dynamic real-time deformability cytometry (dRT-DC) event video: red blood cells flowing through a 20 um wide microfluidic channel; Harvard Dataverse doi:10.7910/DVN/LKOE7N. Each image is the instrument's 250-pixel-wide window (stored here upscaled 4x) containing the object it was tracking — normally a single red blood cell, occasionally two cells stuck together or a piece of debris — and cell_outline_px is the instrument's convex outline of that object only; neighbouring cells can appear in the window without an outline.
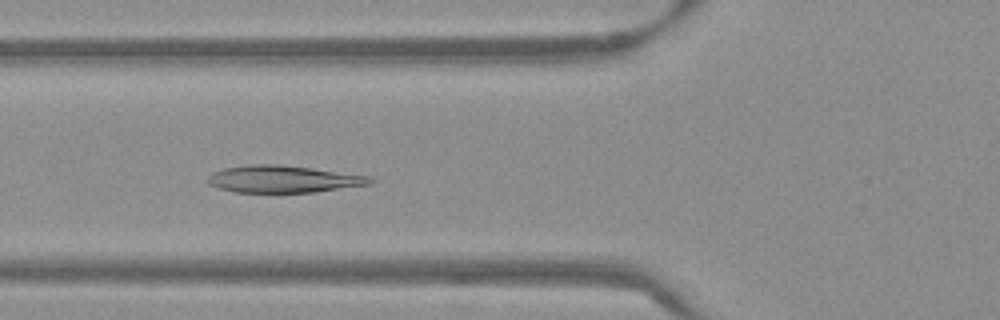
{"species": "Egyptian fruit bat (a non-hibernating species)", "species_latin": "Rousettus aegyptiacus", "temperature_condition": "warm", "stored_images_in_passage": 53, "camera_frame_rate_fps": 3000, "um_per_image_px": 0.085, "frame": {"image": 1, "passage_image": 20, "time_ms": 6.333, "image_size_px": [1000, 320], "cell_outline_px": [[376, 180], [372, 184], [312, 192], [236, 192], [220, 188], [208, 184], [204, 180], [212, 172], [224, 168], [248, 164], [280, 164], [312, 168], [368, 176]], "centroid_in_image_um": [24.03, 15.21], "position_along_channel_um": 101.8, "area_um2": 25.66}}
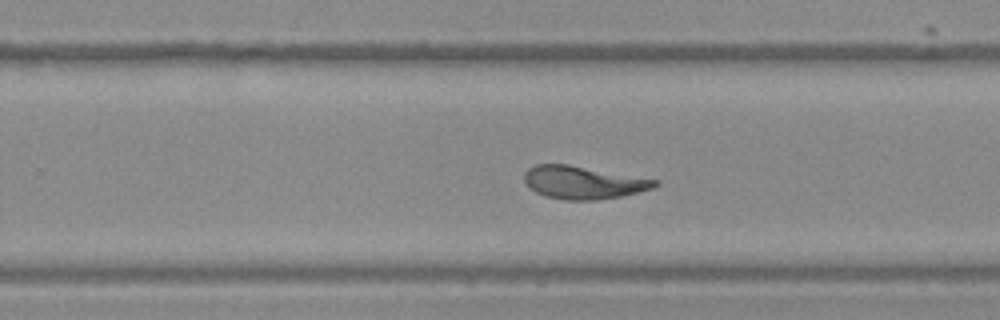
{"frame": {"image": 2, "passage_image": 34, "time_ms": 11.0, "image_size_px": [1000, 320], "cell_outline_px": [[660, 184], [656, 188], [620, 196], [596, 200], [564, 200], [544, 196], [536, 192], [524, 180], [524, 172], [528, 168], [536, 164], [568, 164], [660, 180]], "centroid_in_image_um": [49.61, 15.51], "position_along_channel_um": 280.2, "area_um2": 25.09}}
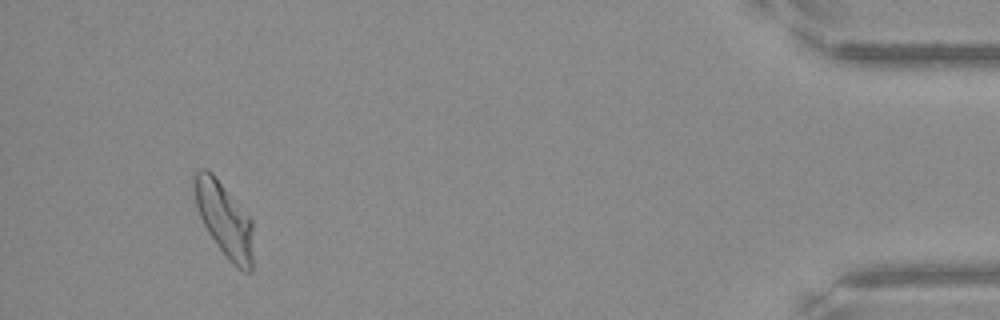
{"frame": {"image": 3, "passage_image": 50, "time_ms": 16.333, "image_size_px": [1000, 320], "cell_outline_px": [[252, 272], [244, 272], [232, 264], [228, 260], [216, 244], [208, 232], [200, 216], [196, 204], [196, 172], [200, 168], [208, 168], [212, 172], [252, 220]], "centroid_in_image_um": [19.1, 18.7], "position_along_channel_um": 416.1, "area_um2": 24.97}, "authors_computed_cell_mechanics": {"area_um2": 25.721, "velocity_mm_per_s": 3.8234, "shape_relaxation_time_tau1_ms": 4.4691, "shape_relaxation_time_tau2_ms": 1.5091, "deformation_change_tau1": 0.1678, "deformation_change_tau2": 0.0532}}